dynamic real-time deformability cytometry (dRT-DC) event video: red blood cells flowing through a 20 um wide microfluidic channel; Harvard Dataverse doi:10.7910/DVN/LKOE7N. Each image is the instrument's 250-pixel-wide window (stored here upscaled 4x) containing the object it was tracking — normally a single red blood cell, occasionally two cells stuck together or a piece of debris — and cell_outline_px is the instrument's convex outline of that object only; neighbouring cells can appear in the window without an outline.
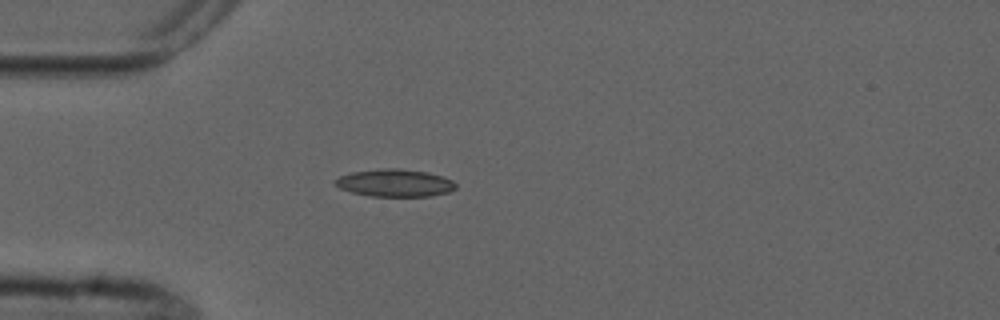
{"species": "common noctule bat (a hibernating species)", "species_latin": "Nyctalus noctula", "temperature_condition": "cold", "stored_images_in_passage": 2, "camera_frame_rate_fps": 3000, "um_per_image_px": 0.085, "animal": {"sex": "male", "forearm_length_mm": 52.5}, "frame": {"image": 1, "passage_image": 1, "time_ms": 0.0, "image_size_px": [1000, 320], "cell_outline_px": [[456, 188], [448, 192], [428, 196], [372, 196], [352, 192], [340, 188], [332, 180], [340, 176], [352, 172], [384, 168], [400, 168], [428, 172], [452, 180], [456, 184]], "centroid_in_image_um": [33.56, 15.54], "position_along_channel_um": 51.4, "area_um2": 19.19}}